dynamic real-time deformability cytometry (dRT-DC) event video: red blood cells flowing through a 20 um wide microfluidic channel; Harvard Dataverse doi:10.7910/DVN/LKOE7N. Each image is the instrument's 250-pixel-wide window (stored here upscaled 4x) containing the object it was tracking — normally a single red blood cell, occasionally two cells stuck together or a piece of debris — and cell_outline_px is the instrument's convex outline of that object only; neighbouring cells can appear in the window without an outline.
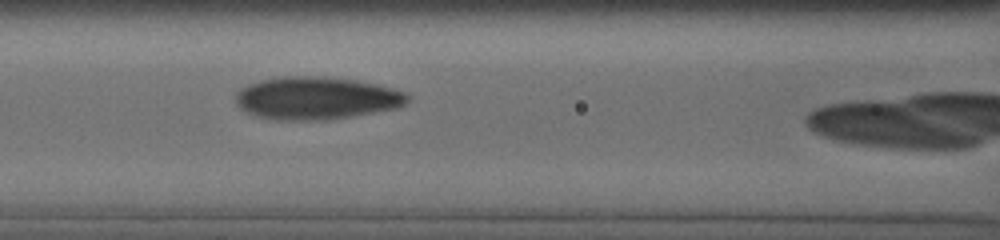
{"species": "human", "species_latin": "Homo sapiens", "temperature_condition": "cold", "stored_images_in_passage": 11, "camera_frame_rate_fps": 3000, "um_per_image_px": 0.085, "donor": {"sex": "male"}, "frame": {"image": 1, "passage_image": 7, "time_ms": 2.333, "image_size_px": [1000, 240], "cell_outline_px": [[408, 100], [404, 104], [396, 108], [324, 120], [276, 120], [256, 116], [240, 108], [236, 104], [236, 92], [240, 88], [248, 84], [260, 80], [284, 76], [324, 76], [356, 80], [376, 84], [392, 88], [404, 92], [408, 96]], "centroid_in_image_um": [26.84, 8.33], "position_along_channel_um": 139.8, "area_um2": 42.54}}
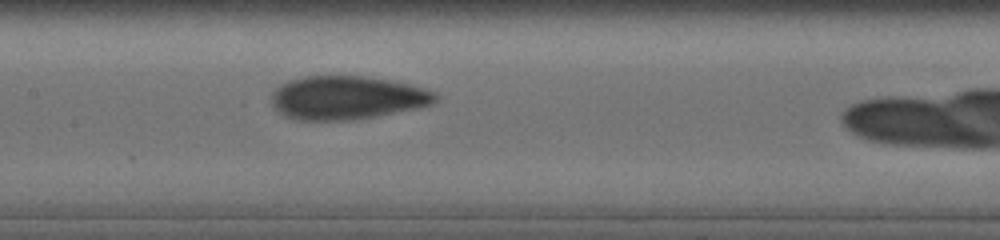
{"frame": {"image": 2, "passage_image": 10, "time_ms": 3.333, "image_size_px": [1000, 240], "cell_outline_px": [[436, 100], [432, 104], [372, 116], [348, 120], [300, 120], [284, 116], [276, 112], [272, 108], [272, 92], [280, 84], [288, 80], [304, 76], [364, 76], [388, 80], [408, 84], [424, 88], [436, 92]], "centroid_in_image_um": [29.4, 8.29], "position_along_channel_um": 178.0, "area_um2": 41.21}}